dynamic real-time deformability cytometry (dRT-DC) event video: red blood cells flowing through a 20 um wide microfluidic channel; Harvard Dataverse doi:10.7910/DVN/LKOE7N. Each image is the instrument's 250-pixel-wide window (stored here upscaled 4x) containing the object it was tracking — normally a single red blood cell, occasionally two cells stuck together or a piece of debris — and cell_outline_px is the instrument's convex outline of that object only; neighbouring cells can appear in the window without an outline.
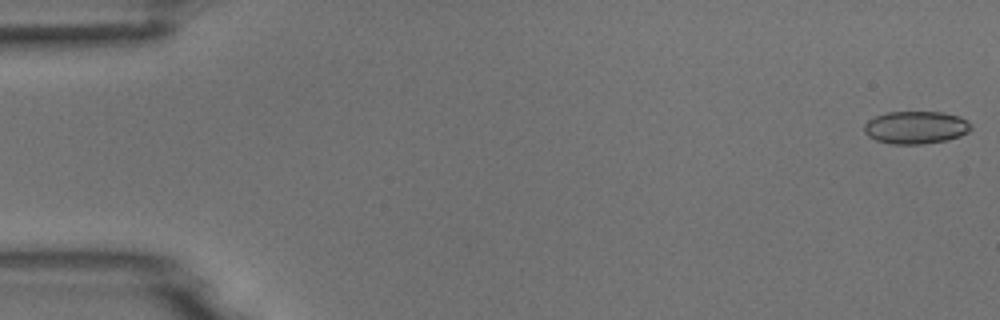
{"species": "common noctule bat (a hibernating species)", "species_latin": "Nyctalus noctula", "temperature_condition": "room temperature", "stored_images_in_passage": 5, "camera_frame_rate_fps": 3000, "um_per_image_px": 0.085, "animal": {"sex": "male", "body_mass_g": 18.8}, "frame": {"image": 1, "passage_image": 1, "time_ms": 0.0, "image_size_px": [1000, 320], "cell_outline_px": [[972, 128], [968, 132], [960, 136], [948, 140], [920, 144], [892, 144], [876, 140], [868, 136], [864, 132], [864, 124], [868, 120], [876, 116], [888, 112], [944, 112], [960, 116], [968, 120], [972, 124]], "centroid_in_image_um": [77.87, 10.83], "position_along_channel_um": 7.1, "area_um2": 20.52}}